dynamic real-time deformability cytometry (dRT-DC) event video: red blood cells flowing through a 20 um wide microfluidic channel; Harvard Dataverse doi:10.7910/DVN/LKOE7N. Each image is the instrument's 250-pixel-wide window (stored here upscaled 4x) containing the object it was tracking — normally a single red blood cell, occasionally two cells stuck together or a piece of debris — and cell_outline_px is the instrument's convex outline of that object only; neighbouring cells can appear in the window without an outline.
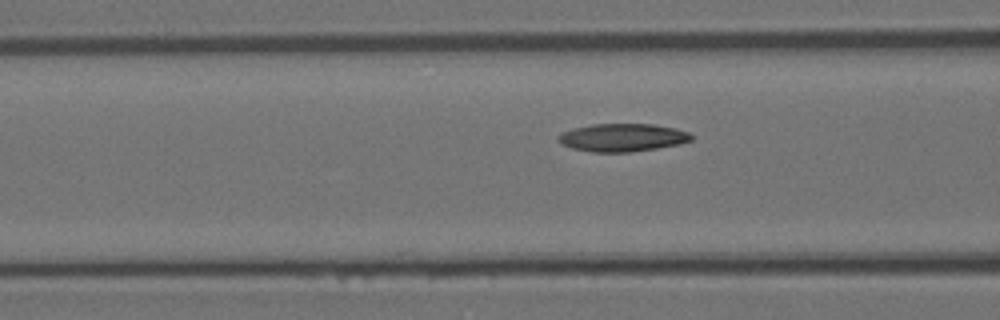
{"species": "Egyptian fruit bat (a non-hibernating species)", "species_latin": "Rousettus aegyptiacus", "temperature_condition": "room temperature", "stored_images_in_passage": 26, "camera_frame_rate_fps": 3000, "um_per_image_px": 0.085, "animal": {"sex": "female"}, "frame": {"image": 1, "passage_image": 4, "time_ms": 1.0, "image_size_px": [1000, 320], "cell_outline_px": [[692, 140], [680, 144], [656, 148], [628, 152], [592, 152], [572, 148], [560, 144], [556, 140], [556, 136], [572, 128], [592, 124], [652, 124], [676, 128], [688, 132], [692, 136]], "centroid_in_image_um": [52.87, 11.69], "position_along_channel_um": 113.7, "area_um2": 21.73}}
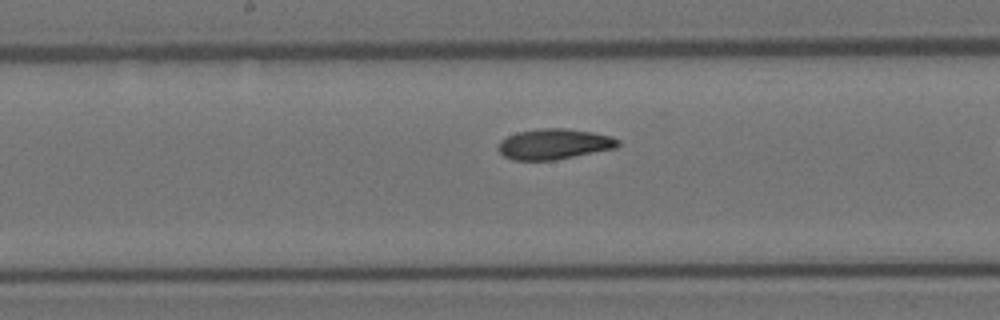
{"frame": {"image": 2, "passage_image": 11, "time_ms": 3.333, "image_size_px": [1000, 320], "cell_outline_px": [[620, 144], [616, 148], [556, 160], [512, 160], [504, 156], [496, 148], [500, 140], [516, 132], [540, 128], [564, 128], [592, 132], [612, 136], [620, 140]], "centroid_in_image_um": [47.09, 12.24], "position_along_channel_um": 201.1, "area_um2": 21.5}}
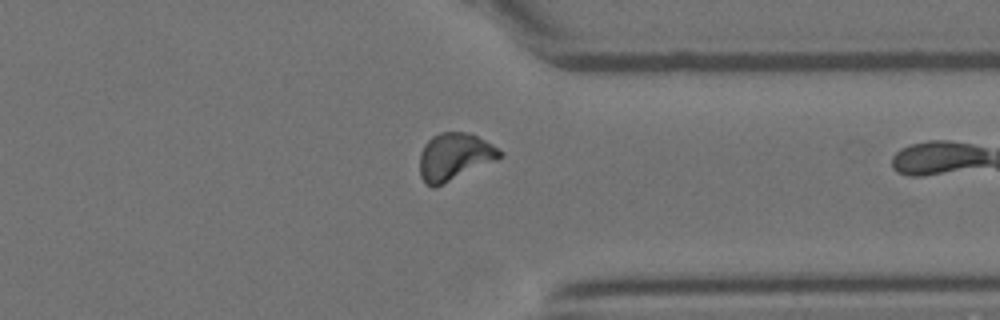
{"frame": {"image": 3, "passage_image": 25, "time_ms": 8.0, "image_size_px": [1000, 320], "cell_outline_px": [[504, 156], [496, 160], [432, 188], [420, 176], [420, 152], [424, 144], [432, 136], [440, 132], [468, 132], [492, 144], [504, 152]], "centroid_in_image_um": [38.63, 13.29], "position_along_channel_um": 372.8, "area_um2": 21.79}}